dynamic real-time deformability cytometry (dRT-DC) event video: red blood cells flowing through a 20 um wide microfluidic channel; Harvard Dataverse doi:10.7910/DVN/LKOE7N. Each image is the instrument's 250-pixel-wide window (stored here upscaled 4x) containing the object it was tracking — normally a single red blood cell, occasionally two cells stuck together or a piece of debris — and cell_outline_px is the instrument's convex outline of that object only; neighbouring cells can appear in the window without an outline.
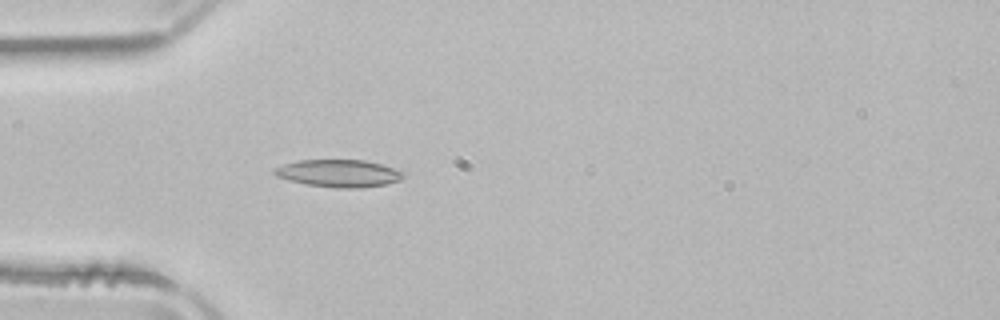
{"species": "common noctule bat (a hibernating species)", "species_latin": "Nyctalus noctula", "temperature_condition": "room temperature", "stored_images_in_passage": 43, "camera_frame_rate_fps": 3000, "um_per_image_px": 0.085, "animal": {"sex": "male", "body_mass_g": 21.5, "forearm_length_mm": 52.0}, "frame": {"image": 1, "passage_image": 6, "time_ms": 1.667, "image_size_px": [1000, 320], "cell_outline_px": [[404, 176], [400, 180], [388, 184], [360, 188], [336, 188], [308, 184], [276, 176], [272, 172], [272, 168], [284, 164], [300, 160], [364, 160], [380, 164], [404, 172]], "centroid_in_image_um": [28.8, 14.73], "position_along_channel_um": 56.2, "area_um2": 20.46}}
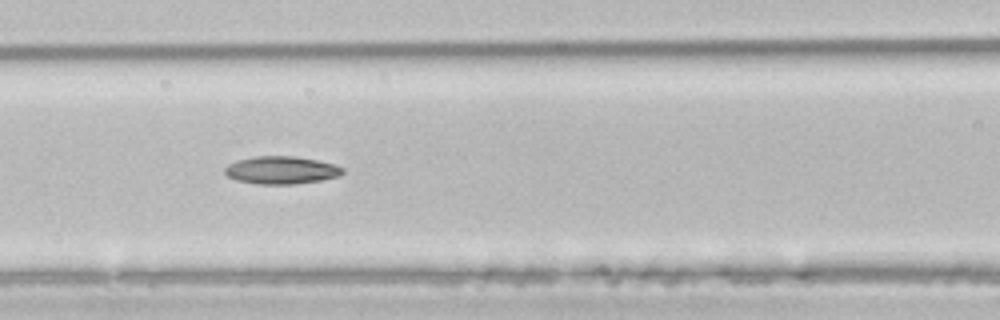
{"frame": {"image": 2, "passage_image": 13, "time_ms": 4.0, "image_size_px": [1000, 320], "cell_outline_px": [[344, 172], [340, 176], [320, 180], [296, 184], [260, 184], [236, 180], [228, 176], [224, 172], [224, 168], [228, 164], [236, 160], [256, 156], [292, 156], [316, 160], [336, 164], [344, 168]], "centroid_in_image_um": [23.92, 14.46], "position_along_channel_um": 142.7, "area_um2": 19.07}}
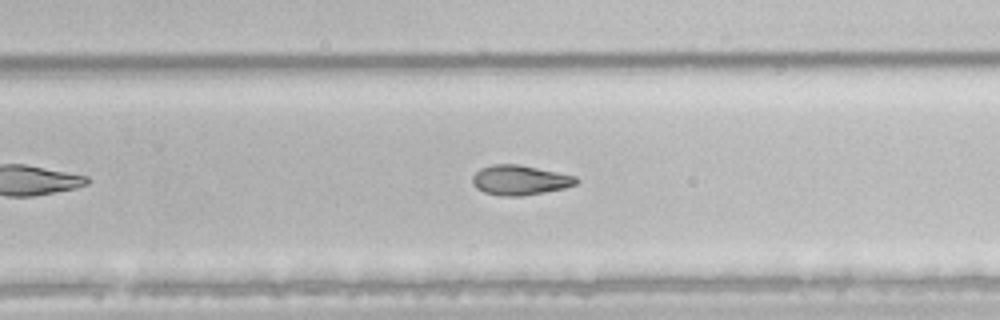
{"frame": {"image": 3, "passage_image": 24, "time_ms": 7.667, "image_size_px": [1000, 320], "cell_outline_px": [[580, 180], [576, 184], [564, 188], [544, 192], [520, 196], [500, 196], [484, 192], [476, 188], [472, 184], [472, 176], [480, 168], [492, 164], [516, 164], [576, 176]], "centroid_in_image_um": [44.16, 15.31], "position_along_channel_um": 285.6, "area_um2": 17.98}}